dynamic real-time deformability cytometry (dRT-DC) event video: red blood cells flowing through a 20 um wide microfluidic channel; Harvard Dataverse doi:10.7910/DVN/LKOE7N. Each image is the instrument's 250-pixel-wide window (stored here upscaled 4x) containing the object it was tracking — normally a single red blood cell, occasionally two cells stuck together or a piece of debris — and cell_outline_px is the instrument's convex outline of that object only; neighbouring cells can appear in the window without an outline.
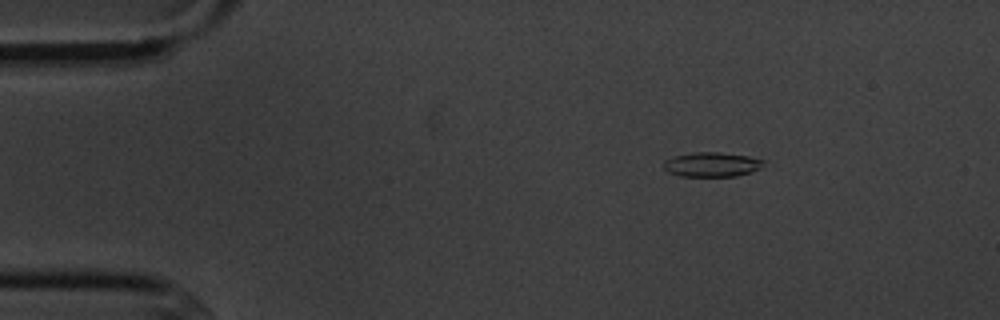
{"species": "common noctule bat (a hibernating species)", "species_latin": "Nyctalus noctula", "temperature_condition": "cold", "stored_images_in_passage": 4, "camera_frame_rate_fps": 3000, "um_per_image_px": 0.085, "animal": {"sex": "male", "body_mass_g": 20.1, "forearm_length_mm": 53.5}, "frame": {"image": 1, "passage_image": 1, "time_ms": 0.0, "image_size_px": [1000, 320], "cell_outline_px": [[764, 160], [760, 168], [752, 172], [736, 176], [680, 176], [668, 172], [664, 168], [664, 160], [676, 156], [696, 152], [720, 152], [748, 156]], "centroid_in_image_um": [60.51, 13.98], "position_along_channel_um": 24.5, "area_um2": 14.16}}